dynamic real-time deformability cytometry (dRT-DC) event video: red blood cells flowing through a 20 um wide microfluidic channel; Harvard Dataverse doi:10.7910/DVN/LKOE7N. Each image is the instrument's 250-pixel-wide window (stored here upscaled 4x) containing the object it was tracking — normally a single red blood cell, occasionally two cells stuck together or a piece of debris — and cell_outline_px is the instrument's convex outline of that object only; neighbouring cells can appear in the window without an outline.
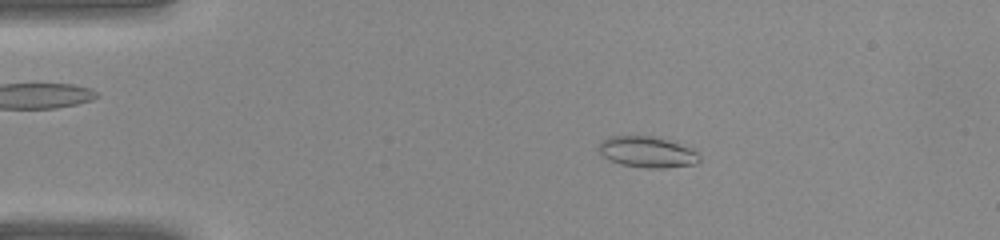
{"species": "common noctule bat (a hibernating species)", "species_latin": "Nyctalus noctula", "temperature_condition": "warm", "stored_images_in_passage": 39, "camera_frame_rate_fps": 3000, "um_per_image_px": 0.085, "animal": {"sex": "female", "body_mass_g": 22.0, "forearm_length_mm": 56.7}, "frame": {"image": 1, "passage_image": 7, "time_ms": 2.0, "image_size_px": [1000, 240], "cell_outline_px": [[700, 160], [696, 164], [664, 168], [644, 168], [620, 164], [608, 160], [600, 152], [600, 144], [608, 136], [656, 136], [676, 140], [692, 148], [700, 156]], "centroid_in_image_um": [55.09, 12.91], "position_along_channel_um": 29.9, "area_um2": 18.55}}
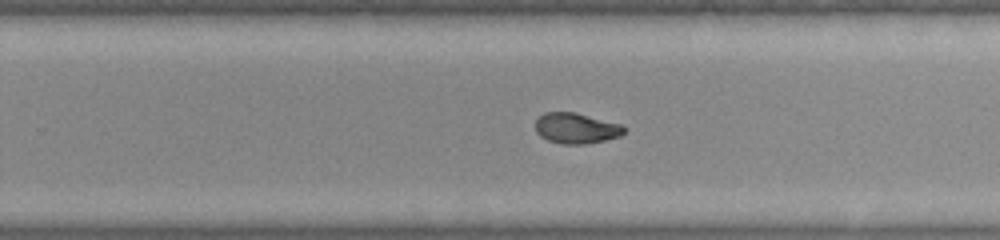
{"frame": {"image": 2, "passage_image": 25, "time_ms": 8.0, "image_size_px": [1000, 240], "cell_outline_px": [[624, 132], [620, 136], [604, 140], [584, 144], [560, 144], [548, 140], [540, 136], [536, 132], [536, 120], [544, 112], [576, 112], [620, 124], [624, 128]], "centroid_in_image_um": [48.94, 10.9], "position_along_channel_um": 280.9, "area_um2": 15.72}}
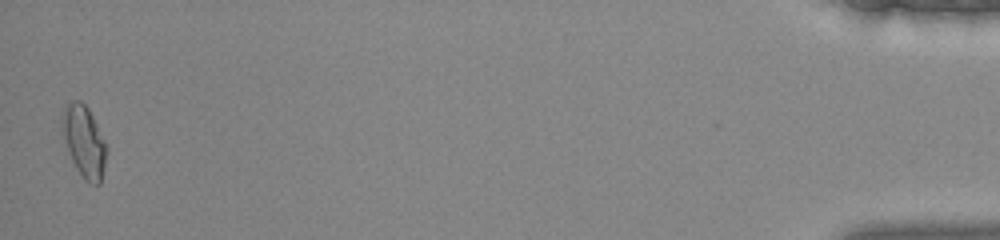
{"frame": {"image": 3, "passage_image": 39, "time_ms": 12.667, "image_size_px": [1000, 240], "cell_outline_px": [[108, 152], [100, 184], [88, 184], [84, 180], [76, 168], [72, 160], [60, 124], [60, 120], [64, 108], [72, 100], [80, 100], [88, 108], [108, 148]], "centroid_in_image_um": [7.16, 12.04], "position_along_channel_um": 428.0, "area_um2": 18.44}}